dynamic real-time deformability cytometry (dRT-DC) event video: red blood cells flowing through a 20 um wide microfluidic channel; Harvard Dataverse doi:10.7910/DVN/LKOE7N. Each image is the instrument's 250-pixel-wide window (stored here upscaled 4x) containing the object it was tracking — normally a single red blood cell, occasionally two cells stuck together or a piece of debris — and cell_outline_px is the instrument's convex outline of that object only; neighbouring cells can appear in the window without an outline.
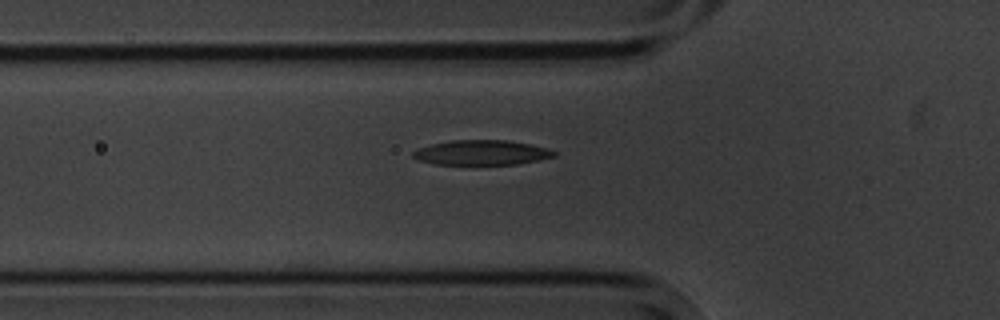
{"species": "common noctule bat (a hibernating species)", "species_latin": "Nyctalus noctula", "temperature_condition": "cold", "stored_images_in_passage": 3, "camera_frame_rate_fps": 3000, "um_per_image_px": 0.085, "animal": {"sex": "male", "body_mass_g": 20.1, "forearm_length_mm": 53.5}, "frame": {"image": 1, "passage_image": 3, "time_ms": 2.333, "image_size_px": [1000, 320], "cell_outline_px": [[556, 156], [516, 164], [436, 164], [420, 160], [412, 156], [412, 152], [420, 148], [432, 144], [452, 140], [504, 140], [528, 144], [548, 148], [556, 152]], "centroid_in_image_um": [40.94, 12.97], "position_along_channel_um": 84.9, "area_um2": 20.06}}